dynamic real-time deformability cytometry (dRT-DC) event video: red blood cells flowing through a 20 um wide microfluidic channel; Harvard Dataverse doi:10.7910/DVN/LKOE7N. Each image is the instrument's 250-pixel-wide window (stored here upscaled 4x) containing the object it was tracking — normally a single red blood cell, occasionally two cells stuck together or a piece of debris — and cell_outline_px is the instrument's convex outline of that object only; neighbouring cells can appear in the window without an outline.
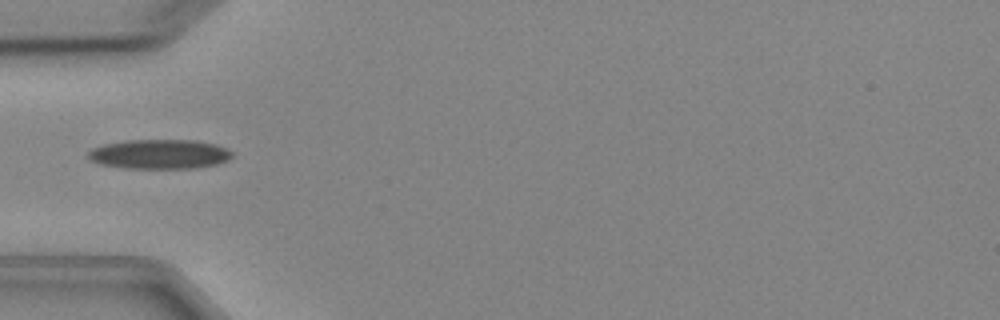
{"species": "Egyptian fruit bat (a non-hibernating species)", "species_latin": "Rousettus aegyptiacus", "temperature_condition": "cold", "stored_images_in_passage": 5, "camera_frame_rate_fps": 3000, "um_per_image_px": 0.085, "animal": {"sex": "female"}, "frame": {"image": 1, "passage_image": 4, "time_ms": 3.667, "image_size_px": [1000, 320], "cell_outline_px": [[232, 156], [228, 160], [216, 164], [196, 168], [124, 168], [100, 164], [88, 160], [88, 152], [92, 148], [104, 144], [128, 140], [196, 140], [216, 144], [232, 152]], "centroid_in_image_um": [13.53, 13.1], "position_along_channel_um": 71.5, "area_um2": 24.8}}